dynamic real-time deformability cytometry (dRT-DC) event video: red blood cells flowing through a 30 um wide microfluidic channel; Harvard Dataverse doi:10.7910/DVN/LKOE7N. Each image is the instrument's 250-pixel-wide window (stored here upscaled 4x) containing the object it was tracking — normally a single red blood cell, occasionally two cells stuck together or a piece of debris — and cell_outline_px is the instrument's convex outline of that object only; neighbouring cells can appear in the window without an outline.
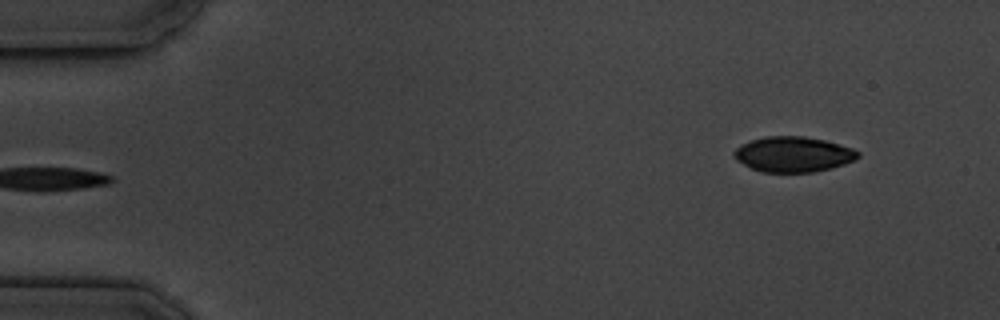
{"species": "common noctule bat (a hibernating species)", "species_latin": "Nyctalus noctula", "temperature_condition": "cold", "stored_images_in_passage": 6, "camera_frame_rate_fps": 3000, "um_per_image_px": 0.085, "animal": {"sex": "male", "body_mass_g": 19.5, "forearm_length_mm": 54.6}, "frame": {"image": 1, "passage_image": 6, "time_ms": 5.667, "image_size_px": [1000, 320], "cell_outline_px": [[860, 156], [856, 160], [832, 168], [812, 172], [760, 172], [736, 160], [732, 152], [740, 144], [764, 136], [804, 136], [824, 140], [852, 148], [860, 152]], "centroid_in_image_um": [67.42, 13.11], "position_along_channel_um": 17.6, "area_um2": 25.61}}